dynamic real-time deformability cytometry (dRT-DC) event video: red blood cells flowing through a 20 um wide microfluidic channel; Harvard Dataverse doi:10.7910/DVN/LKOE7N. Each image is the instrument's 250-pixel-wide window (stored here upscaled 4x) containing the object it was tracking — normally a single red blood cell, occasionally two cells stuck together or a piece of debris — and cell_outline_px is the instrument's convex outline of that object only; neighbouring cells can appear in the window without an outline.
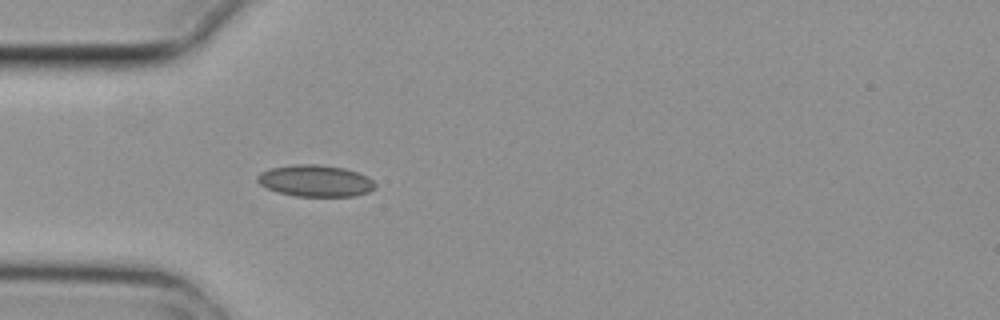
{"species": "common noctule bat (a hibernating species)", "species_latin": "Nyctalus noctula", "temperature_condition": "cold", "stored_images_in_passage": 2, "camera_frame_rate_fps": 3000, "um_per_image_px": 0.085, "animal": {"sex": "female", "body_mass_g": 29.2, "forearm_length_mm": 56.3}, "frame": {"image": 1, "passage_image": 2, "time_ms": 0.333, "image_size_px": [1000, 320], "cell_outline_px": [[376, 188], [368, 192], [356, 196], [296, 196], [276, 192], [260, 184], [256, 180], [256, 176], [260, 172], [272, 168], [292, 164], [316, 164], [344, 168], [356, 172], [372, 180], [376, 184]], "centroid_in_image_um": [26.79, 15.37], "position_along_channel_um": 58.2, "area_um2": 21.68}}